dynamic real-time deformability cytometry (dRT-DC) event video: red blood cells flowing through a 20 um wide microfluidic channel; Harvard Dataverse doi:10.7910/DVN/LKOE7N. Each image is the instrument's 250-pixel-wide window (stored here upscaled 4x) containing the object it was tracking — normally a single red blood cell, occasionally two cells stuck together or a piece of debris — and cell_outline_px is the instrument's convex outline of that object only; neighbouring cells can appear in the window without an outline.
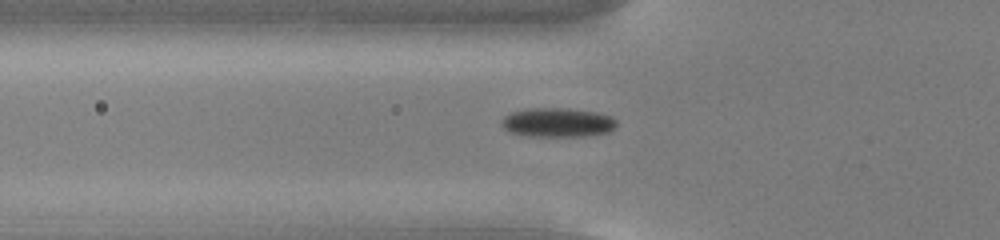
{"species": "common noctule bat (a hibernating species)", "species_latin": "Nyctalus noctula", "temperature_condition": "cold", "stored_images_in_passage": 41, "camera_frame_rate_fps": 3000, "um_per_image_px": 0.085, "animal": {"sex": "male", "body_mass_g": 13.0, "forearm_length_mm": 53.1}, "frame": {"image": 1, "passage_image": 6, "time_ms": 1.667, "image_size_px": [1000, 240], "cell_outline_px": [[616, 124], [608, 132], [580, 136], [528, 136], [512, 132], [504, 128], [500, 124], [500, 120], [504, 116], [512, 112], [528, 108], [564, 108], [596, 112], [612, 116], [616, 120]], "centroid_in_image_um": [47.36, 10.4], "position_along_channel_um": 78.4, "area_um2": 19.42}}
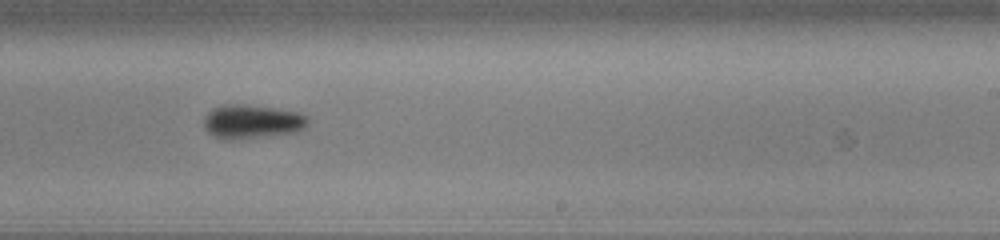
{"frame": {"image": 2, "passage_image": 21, "time_ms": 6.667, "image_size_px": [1000, 240], "cell_outline_px": [[308, 124], [304, 128], [296, 132], [252, 136], [216, 136], [208, 132], [204, 128], [204, 116], [212, 108], [224, 104], [240, 104], [272, 108], [300, 112], [308, 116]], "centroid_in_image_um": [21.45, 10.27], "position_along_channel_um": 267.5, "area_um2": 19.59}}
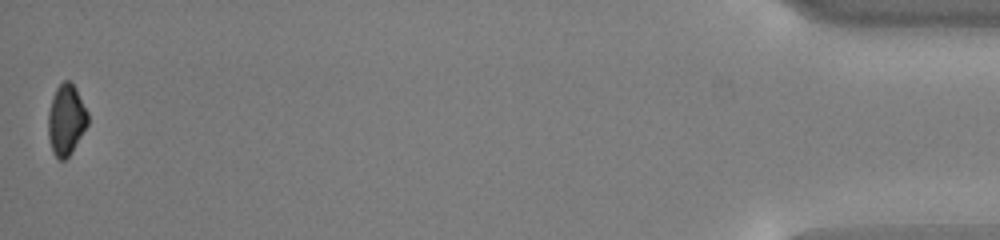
{"frame": {"image": 3, "passage_image": 41, "time_ms": 13.333, "image_size_px": [1000, 240], "cell_outline_px": [[88, 124], [72, 152], [64, 160], [60, 160], [52, 152], [48, 136], [48, 112], [52, 96], [56, 88], [64, 80], [68, 80], [76, 88], [88, 112]], "centroid_in_image_um": [5.62, 10.18], "position_along_channel_um": 429.6, "area_um2": 16.42}, "authors_computed_cell_mechanics": {"area_um2": 19.4208, "velocity_mm_per_s": 3.7831, "shape_relaxation_time_tau1_ms": 2.8115, "shape_relaxation_time_tau2_ms": null, "deformation_change_tau1": 0.0735, "deformation_change_tau2": null}}